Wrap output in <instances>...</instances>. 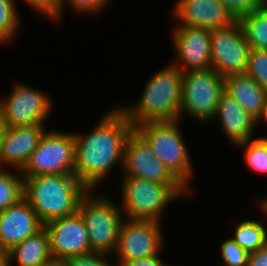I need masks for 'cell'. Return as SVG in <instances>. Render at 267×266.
Here are the masks:
<instances>
[{"label": "cell", "instance_id": "1", "mask_svg": "<svg viewBox=\"0 0 267 266\" xmlns=\"http://www.w3.org/2000/svg\"><path fill=\"white\" fill-rule=\"evenodd\" d=\"M105 111L88 133L73 132L74 174L89 190L94 191L104 179L107 180L115 165L120 166L122 172L126 139L134 129L118 104Z\"/></svg>", "mask_w": 267, "mask_h": 266}, {"label": "cell", "instance_id": "2", "mask_svg": "<svg viewBox=\"0 0 267 266\" xmlns=\"http://www.w3.org/2000/svg\"><path fill=\"white\" fill-rule=\"evenodd\" d=\"M183 73L171 63L146 81L138 101L118 105L133 126L145 122L179 120Z\"/></svg>", "mask_w": 267, "mask_h": 266}, {"label": "cell", "instance_id": "3", "mask_svg": "<svg viewBox=\"0 0 267 266\" xmlns=\"http://www.w3.org/2000/svg\"><path fill=\"white\" fill-rule=\"evenodd\" d=\"M23 177V198L44 225L76 213L81 199L89 192L74 173Z\"/></svg>", "mask_w": 267, "mask_h": 266}, {"label": "cell", "instance_id": "4", "mask_svg": "<svg viewBox=\"0 0 267 266\" xmlns=\"http://www.w3.org/2000/svg\"><path fill=\"white\" fill-rule=\"evenodd\" d=\"M121 179L119 206L125 219L161 222L171 203L180 198L194 197L183 185H166L129 176Z\"/></svg>", "mask_w": 267, "mask_h": 266}, {"label": "cell", "instance_id": "5", "mask_svg": "<svg viewBox=\"0 0 267 266\" xmlns=\"http://www.w3.org/2000/svg\"><path fill=\"white\" fill-rule=\"evenodd\" d=\"M180 120L145 122L134 129L147 141L153 153L164 163L170 173L192 194L195 169L182 134Z\"/></svg>", "mask_w": 267, "mask_h": 266}, {"label": "cell", "instance_id": "6", "mask_svg": "<svg viewBox=\"0 0 267 266\" xmlns=\"http://www.w3.org/2000/svg\"><path fill=\"white\" fill-rule=\"evenodd\" d=\"M117 203L111 196L98 195L94 190H89L79 203L78 212L84 220L93 252L111 256L116 251L119 229L125 219Z\"/></svg>", "mask_w": 267, "mask_h": 266}, {"label": "cell", "instance_id": "7", "mask_svg": "<svg viewBox=\"0 0 267 266\" xmlns=\"http://www.w3.org/2000/svg\"><path fill=\"white\" fill-rule=\"evenodd\" d=\"M223 92L224 77L212 68L183 73L179 120L183 121L188 116L198 123L209 124Z\"/></svg>", "mask_w": 267, "mask_h": 266}, {"label": "cell", "instance_id": "8", "mask_svg": "<svg viewBox=\"0 0 267 266\" xmlns=\"http://www.w3.org/2000/svg\"><path fill=\"white\" fill-rule=\"evenodd\" d=\"M75 139L73 132L47 130L23 168V176L74 173Z\"/></svg>", "mask_w": 267, "mask_h": 266}, {"label": "cell", "instance_id": "9", "mask_svg": "<svg viewBox=\"0 0 267 266\" xmlns=\"http://www.w3.org/2000/svg\"><path fill=\"white\" fill-rule=\"evenodd\" d=\"M6 97H0V111L8 127L45 124L52 112L53 100L48 93L23 82H16Z\"/></svg>", "mask_w": 267, "mask_h": 266}, {"label": "cell", "instance_id": "10", "mask_svg": "<svg viewBox=\"0 0 267 266\" xmlns=\"http://www.w3.org/2000/svg\"><path fill=\"white\" fill-rule=\"evenodd\" d=\"M160 221L124 219L119 229L115 263L161 253L165 235ZM117 259V260H116Z\"/></svg>", "mask_w": 267, "mask_h": 266}, {"label": "cell", "instance_id": "11", "mask_svg": "<svg viewBox=\"0 0 267 266\" xmlns=\"http://www.w3.org/2000/svg\"><path fill=\"white\" fill-rule=\"evenodd\" d=\"M249 51L239 20L227 28L211 30V68L222 77L244 74Z\"/></svg>", "mask_w": 267, "mask_h": 266}, {"label": "cell", "instance_id": "12", "mask_svg": "<svg viewBox=\"0 0 267 266\" xmlns=\"http://www.w3.org/2000/svg\"><path fill=\"white\" fill-rule=\"evenodd\" d=\"M174 51L171 64L180 72L211 68V30L189 26H173L170 31Z\"/></svg>", "mask_w": 267, "mask_h": 266}, {"label": "cell", "instance_id": "13", "mask_svg": "<svg viewBox=\"0 0 267 266\" xmlns=\"http://www.w3.org/2000/svg\"><path fill=\"white\" fill-rule=\"evenodd\" d=\"M121 174L166 185H182L135 129L126 139Z\"/></svg>", "mask_w": 267, "mask_h": 266}, {"label": "cell", "instance_id": "14", "mask_svg": "<svg viewBox=\"0 0 267 266\" xmlns=\"http://www.w3.org/2000/svg\"><path fill=\"white\" fill-rule=\"evenodd\" d=\"M49 235L53 260L92 253L88 231L80 213L52 220L44 225Z\"/></svg>", "mask_w": 267, "mask_h": 266}, {"label": "cell", "instance_id": "15", "mask_svg": "<svg viewBox=\"0 0 267 266\" xmlns=\"http://www.w3.org/2000/svg\"><path fill=\"white\" fill-rule=\"evenodd\" d=\"M175 2L170 11L171 18L174 19L172 21L175 22L174 26L213 30L227 28L238 20L221 0H176Z\"/></svg>", "mask_w": 267, "mask_h": 266}, {"label": "cell", "instance_id": "16", "mask_svg": "<svg viewBox=\"0 0 267 266\" xmlns=\"http://www.w3.org/2000/svg\"><path fill=\"white\" fill-rule=\"evenodd\" d=\"M43 227L32 206L22 198L0 212V252L7 253Z\"/></svg>", "mask_w": 267, "mask_h": 266}, {"label": "cell", "instance_id": "17", "mask_svg": "<svg viewBox=\"0 0 267 266\" xmlns=\"http://www.w3.org/2000/svg\"><path fill=\"white\" fill-rule=\"evenodd\" d=\"M44 125L8 127L0 142V168L22 171L48 130Z\"/></svg>", "mask_w": 267, "mask_h": 266}, {"label": "cell", "instance_id": "18", "mask_svg": "<svg viewBox=\"0 0 267 266\" xmlns=\"http://www.w3.org/2000/svg\"><path fill=\"white\" fill-rule=\"evenodd\" d=\"M219 121L220 130L225 134L229 144L235 147L239 143L252 140L257 129L256 119L231 96L222 93L213 121Z\"/></svg>", "mask_w": 267, "mask_h": 266}, {"label": "cell", "instance_id": "19", "mask_svg": "<svg viewBox=\"0 0 267 266\" xmlns=\"http://www.w3.org/2000/svg\"><path fill=\"white\" fill-rule=\"evenodd\" d=\"M224 92L235 99L255 119L260 116L267 99V90L246 73L225 77Z\"/></svg>", "mask_w": 267, "mask_h": 266}, {"label": "cell", "instance_id": "20", "mask_svg": "<svg viewBox=\"0 0 267 266\" xmlns=\"http://www.w3.org/2000/svg\"><path fill=\"white\" fill-rule=\"evenodd\" d=\"M7 254L10 266L15 263L16 266H45L53 260L46 228L15 245Z\"/></svg>", "mask_w": 267, "mask_h": 266}, {"label": "cell", "instance_id": "21", "mask_svg": "<svg viewBox=\"0 0 267 266\" xmlns=\"http://www.w3.org/2000/svg\"><path fill=\"white\" fill-rule=\"evenodd\" d=\"M262 223L253 218L239 221L231 238L248 253L255 252L267 244V228Z\"/></svg>", "mask_w": 267, "mask_h": 266}, {"label": "cell", "instance_id": "22", "mask_svg": "<svg viewBox=\"0 0 267 266\" xmlns=\"http://www.w3.org/2000/svg\"><path fill=\"white\" fill-rule=\"evenodd\" d=\"M238 20L250 48L267 50V2Z\"/></svg>", "mask_w": 267, "mask_h": 266}, {"label": "cell", "instance_id": "23", "mask_svg": "<svg viewBox=\"0 0 267 266\" xmlns=\"http://www.w3.org/2000/svg\"><path fill=\"white\" fill-rule=\"evenodd\" d=\"M24 195V177L20 170L0 168V212L18 203Z\"/></svg>", "mask_w": 267, "mask_h": 266}, {"label": "cell", "instance_id": "24", "mask_svg": "<svg viewBox=\"0 0 267 266\" xmlns=\"http://www.w3.org/2000/svg\"><path fill=\"white\" fill-rule=\"evenodd\" d=\"M16 0H0V47L15 41L22 29Z\"/></svg>", "mask_w": 267, "mask_h": 266}, {"label": "cell", "instance_id": "25", "mask_svg": "<svg viewBox=\"0 0 267 266\" xmlns=\"http://www.w3.org/2000/svg\"><path fill=\"white\" fill-rule=\"evenodd\" d=\"M243 152L245 165L257 174H267V141L261 136L239 143L235 149Z\"/></svg>", "mask_w": 267, "mask_h": 266}, {"label": "cell", "instance_id": "26", "mask_svg": "<svg viewBox=\"0 0 267 266\" xmlns=\"http://www.w3.org/2000/svg\"><path fill=\"white\" fill-rule=\"evenodd\" d=\"M245 73L267 90V50L250 48Z\"/></svg>", "mask_w": 267, "mask_h": 266}, {"label": "cell", "instance_id": "27", "mask_svg": "<svg viewBox=\"0 0 267 266\" xmlns=\"http://www.w3.org/2000/svg\"><path fill=\"white\" fill-rule=\"evenodd\" d=\"M223 263L217 266H248L249 253L241 248L230 236L220 244Z\"/></svg>", "mask_w": 267, "mask_h": 266}, {"label": "cell", "instance_id": "28", "mask_svg": "<svg viewBox=\"0 0 267 266\" xmlns=\"http://www.w3.org/2000/svg\"><path fill=\"white\" fill-rule=\"evenodd\" d=\"M112 0H62V10H61V21H63V16L65 15L64 11L66 7H70L71 11L74 10L78 15H94L99 14L103 9H105L109 2Z\"/></svg>", "mask_w": 267, "mask_h": 266}, {"label": "cell", "instance_id": "29", "mask_svg": "<svg viewBox=\"0 0 267 266\" xmlns=\"http://www.w3.org/2000/svg\"><path fill=\"white\" fill-rule=\"evenodd\" d=\"M42 18L59 23L61 20L62 0H22Z\"/></svg>", "mask_w": 267, "mask_h": 266}, {"label": "cell", "instance_id": "30", "mask_svg": "<svg viewBox=\"0 0 267 266\" xmlns=\"http://www.w3.org/2000/svg\"><path fill=\"white\" fill-rule=\"evenodd\" d=\"M109 255L92 252L85 255L73 256L63 259L65 266H115L114 262L109 260Z\"/></svg>", "mask_w": 267, "mask_h": 266}, {"label": "cell", "instance_id": "31", "mask_svg": "<svg viewBox=\"0 0 267 266\" xmlns=\"http://www.w3.org/2000/svg\"><path fill=\"white\" fill-rule=\"evenodd\" d=\"M225 7L239 19L242 15L262 7L267 0H221Z\"/></svg>", "mask_w": 267, "mask_h": 266}, {"label": "cell", "instance_id": "32", "mask_svg": "<svg viewBox=\"0 0 267 266\" xmlns=\"http://www.w3.org/2000/svg\"><path fill=\"white\" fill-rule=\"evenodd\" d=\"M159 254H155L149 257L129 260L126 262H117L115 266H171L168 262H165ZM173 266V265H172Z\"/></svg>", "mask_w": 267, "mask_h": 266}, {"label": "cell", "instance_id": "33", "mask_svg": "<svg viewBox=\"0 0 267 266\" xmlns=\"http://www.w3.org/2000/svg\"><path fill=\"white\" fill-rule=\"evenodd\" d=\"M248 266H267V244L255 252L249 253Z\"/></svg>", "mask_w": 267, "mask_h": 266}, {"label": "cell", "instance_id": "34", "mask_svg": "<svg viewBox=\"0 0 267 266\" xmlns=\"http://www.w3.org/2000/svg\"><path fill=\"white\" fill-rule=\"evenodd\" d=\"M258 197V200H255L254 203L257 201L256 207L259 208L258 210L261 212V215L267 219V196Z\"/></svg>", "mask_w": 267, "mask_h": 266}, {"label": "cell", "instance_id": "35", "mask_svg": "<svg viewBox=\"0 0 267 266\" xmlns=\"http://www.w3.org/2000/svg\"><path fill=\"white\" fill-rule=\"evenodd\" d=\"M261 124H264L265 127H267V99L265 101L264 107L262 108L260 116L256 119V125L262 126Z\"/></svg>", "mask_w": 267, "mask_h": 266}, {"label": "cell", "instance_id": "36", "mask_svg": "<svg viewBox=\"0 0 267 266\" xmlns=\"http://www.w3.org/2000/svg\"><path fill=\"white\" fill-rule=\"evenodd\" d=\"M8 129L7 122L5 117L3 116L2 112L0 111V142L4 138L6 130Z\"/></svg>", "mask_w": 267, "mask_h": 266}, {"label": "cell", "instance_id": "37", "mask_svg": "<svg viewBox=\"0 0 267 266\" xmlns=\"http://www.w3.org/2000/svg\"><path fill=\"white\" fill-rule=\"evenodd\" d=\"M0 266H10L9 257L7 253L0 252Z\"/></svg>", "mask_w": 267, "mask_h": 266}, {"label": "cell", "instance_id": "38", "mask_svg": "<svg viewBox=\"0 0 267 266\" xmlns=\"http://www.w3.org/2000/svg\"><path fill=\"white\" fill-rule=\"evenodd\" d=\"M45 266H65V264L61 260H52L51 262H49Z\"/></svg>", "mask_w": 267, "mask_h": 266}, {"label": "cell", "instance_id": "39", "mask_svg": "<svg viewBox=\"0 0 267 266\" xmlns=\"http://www.w3.org/2000/svg\"><path fill=\"white\" fill-rule=\"evenodd\" d=\"M262 137L267 141V135H266V136L264 135V136H262Z\"/></svg>", "mask_w": 267, "mask_h": 266}]
</instances>
